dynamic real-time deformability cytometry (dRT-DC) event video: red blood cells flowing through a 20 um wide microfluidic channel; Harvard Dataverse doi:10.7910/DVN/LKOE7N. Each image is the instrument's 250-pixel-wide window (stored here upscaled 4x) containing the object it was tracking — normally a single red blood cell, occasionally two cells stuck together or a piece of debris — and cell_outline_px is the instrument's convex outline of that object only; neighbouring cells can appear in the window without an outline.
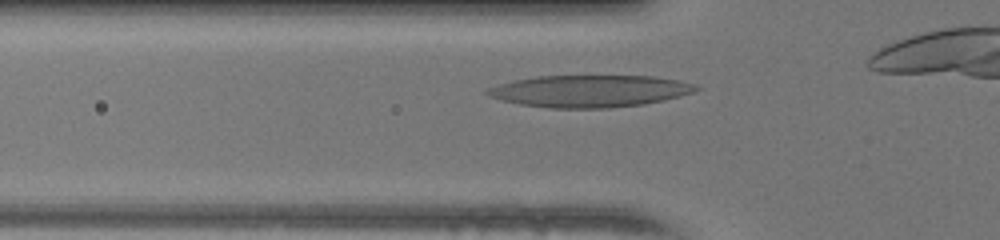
{"species": "human", "species_latin": "Homo sapiens", "temperature_condition": "warm", "stored_images_in_passage": 27, "camera_frame_rate_fps": 3000, "um_per_image_px": 0.085, "donor": {"sex": "female"}, "frame": {"image": 1, "passage_image": 3, "time_ms": 0.667, "image_size_px": [1000, 240], "cell_outline_px": [[700, 88], [692, 92], [680, 96], [664, 100], [644, 104], [608, 108], [548, 108], [520, 104], [500, 100], [488, 96], [484, 92], [488, 88], [500, 84], [516, 80], [536, 76], [656, 76], [680, 80], [692, 84]], "centroid_in_image_um": [50.11, 7.74], "position_along_channel_um": 75.7, "area_um2": 38.9}}
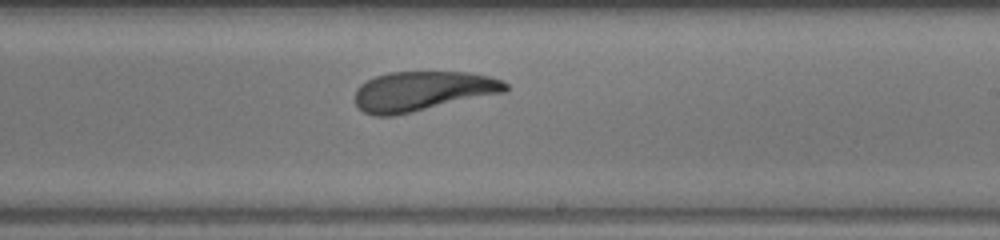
{"frame": {"image": 2, "passage_image": 16, "time_ms": 5.0, "image_size_px": [1000, 240], "cell_outline_px": [[508, 88], [504, 92], [396, 116], [376, 116], [364, 112], [356, 104], [356, 88], [360, 84], [376, 76], [388, 72], [468, 72], [492, 76], [508, 84]], "centroid_in_image_um": [35.91, 7.75], "position_along_channel_um": 253.1, "area_um2": 34.8}}
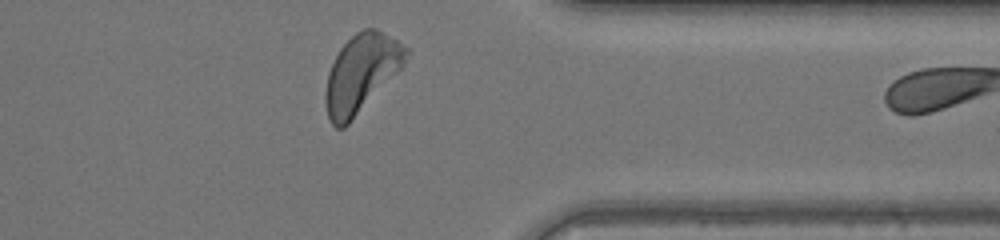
{"frame": {"image": 3, "passage_image": 26, "time_ms": 8.333, "image_size_px": [1000, 240], "cell_outline_px": [[408, 52], [404, 64], [348, 124], [344, 128], [336, 128], [332, 124], [328, 116], [324, 100], [324, 96], [328, 72], [340, 48], [356, 32], [364, 28], [376, 28], [396, 40], [408, 48]], "centroid_in_image_um": [30.67, 6.22], "position_along_channel_um": 380.7, "area_um2": 35.84}}